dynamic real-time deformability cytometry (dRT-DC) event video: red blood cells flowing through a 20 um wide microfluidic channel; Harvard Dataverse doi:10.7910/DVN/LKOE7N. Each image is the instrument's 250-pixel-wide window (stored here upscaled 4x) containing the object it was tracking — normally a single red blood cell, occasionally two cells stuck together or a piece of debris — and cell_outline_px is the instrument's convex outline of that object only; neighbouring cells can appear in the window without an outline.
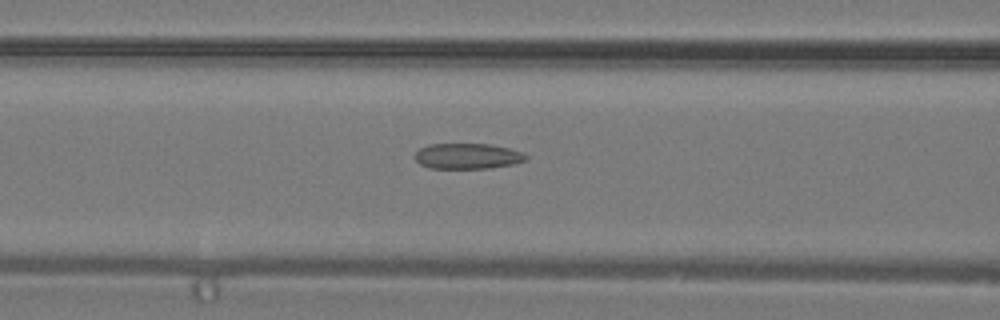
{"species": "common noctule bat (a hibernating species)", "species_latin": "Nyctalus noctula", "temperature_condition": "warm", "stored_images_in_passage": 27, "camera_frame_rate_fps": 3000, "um_per_image_px": 0.085, "animal": {"sex": "male", "body_mass_g": 19.2, "forearm_length_mm": 51.8}, "frame": {"image": 1, "passage_image": 5, "time_ms": 1.333, "image_size_px": [1000, 320], "cell_outline_px": [[528, 160], [512, 164], [488, 168], [428, 168], [420, 164], [412, 156], [420, 148], [428, 144], [492, 144], [524, 152], [528, 156]], "centroid_in_image_um": [39.74, 13.26], "position_along_channel_um": 126.9, "area_um2": 16.7}}
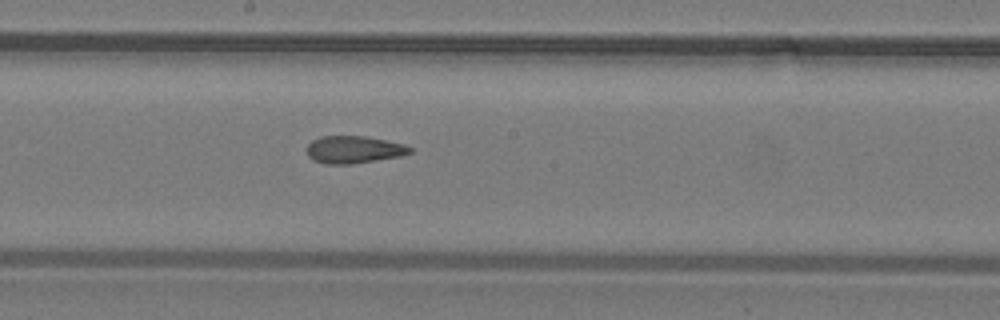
{"frame": {"image": 2, "passage_image": 10, "time_ms": 3.0, "image_size_px": [1000, 320], "cell_outline_px": [[412, 152], [400, 156], [352, 164], [324, 164], [312, 160], [308, 156], [308, 144], [312, 140], [320, 136], [364, 136], [404, 144], [412, 148]], "centroid_in_image_um": [30.05, 12.72], "position_along_channel_um": 218.2, "area_um2": 16.42}}
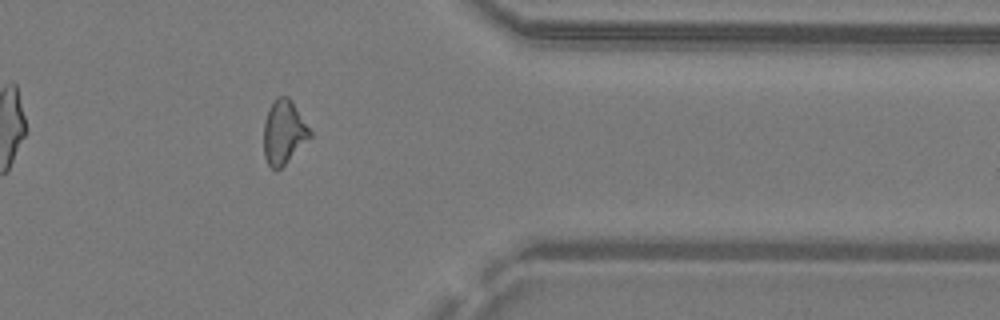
{"frame": {"image": 3, "passage_image": 20, "time_ms": 6.333, "image_size_px": [1000, 320], "cell_outline_px": [[312, 136], [276, 172], [268, 164], [264, 156], [264, 120], [268, 108], [272, 100], [276, 96], [288, 96], [312, 132]], "centroid_in_image_um": [24.09, 11.22], "position_along_channel_um": 387.3, "area_um2": 17.17}}